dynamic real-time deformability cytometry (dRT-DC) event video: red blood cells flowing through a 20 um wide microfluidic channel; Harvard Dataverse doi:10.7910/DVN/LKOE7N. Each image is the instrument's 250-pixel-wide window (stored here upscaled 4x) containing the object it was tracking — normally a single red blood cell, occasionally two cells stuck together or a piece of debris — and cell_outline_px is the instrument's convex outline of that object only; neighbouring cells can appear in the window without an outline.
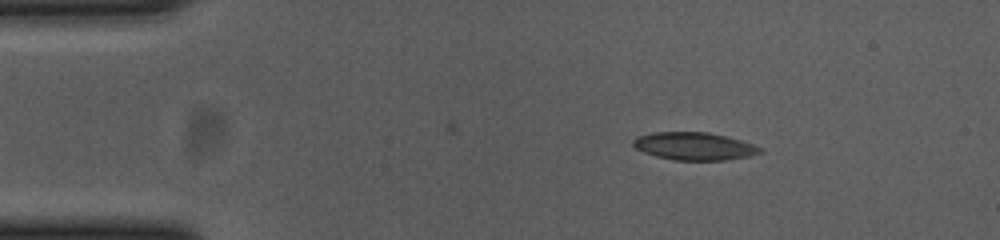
{"species": "common noctule bat (a hibernating species)", "species_latin": "Nyctalus noctula", "temperature_condition": "cold", "stored_images_in_passage": 16, "camera_frame_rate_fps": 3000, "um_per_image_px": 0.085, "animal": {"sex": "female", "body_mass_g": 23.0, "forearm_length_mm": 53.4}, "frame": {"image": 1, "passage_image": 5, "time_ms": 1.333, "image_size_px": [1000, 240], "cell_outline_px": [[764, 152], [752, 156], [724, 160], [676, 160], [656, 156], [644, 152], [636, 148], [632, 144], [632, 140], [636, 136], [652, 132], [708, 132], [740, 140], [764, 148]], "centroid_in_image_um": [59.02, 12.42], "position_along_channel_um": 26.0, "area_um2": 20.58}}
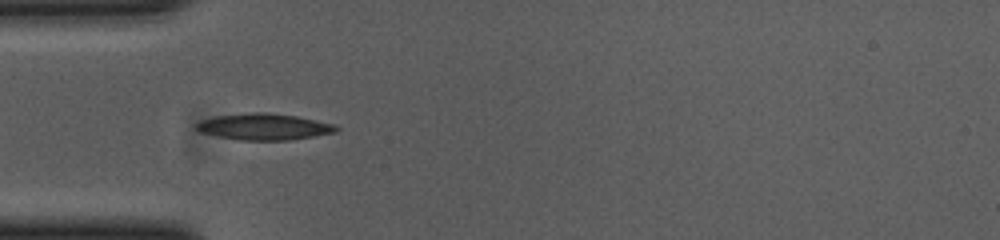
{"frame": {"image": 2, "passage_image": 13, "time_ms": 4.0, "image_size_px": [1000, 240], "cell_outline_px": [[340, 128], [336, 132], [288, 140], [240, 140], [200, 132], [196, 128], [196, 124], [204, 120], [216, 116], [252, 112], [264, 112], [296, 116], [336, 124]], "centroid_in_image_um": [22.49, 10.77], "position_along_channel_um": 62.5, "area_um2": 21.21}}
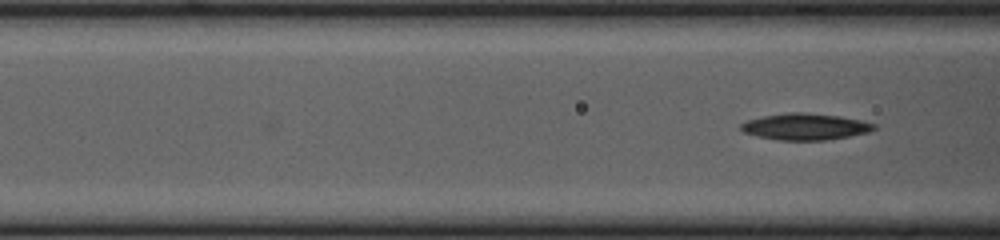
{"frame": {"image": 3, "passage_image": 16, "time_ms": 5.0, "image_size_px": [1000, 240], "cell_outline_px": [[876, 128], [868, 132], [848, 136], [824, 140], [780, 140], [756, 136], [744, 132], [740, 128], [740, 124], [748, 120], [764, 116], [788, 112], [804, 112], [840, 116], [860, 120], [876, 124]], "centroid_in_image_um": [68.43, 10.76], "position_along_channel_um": 98.2, "area_um2": 20.4}}